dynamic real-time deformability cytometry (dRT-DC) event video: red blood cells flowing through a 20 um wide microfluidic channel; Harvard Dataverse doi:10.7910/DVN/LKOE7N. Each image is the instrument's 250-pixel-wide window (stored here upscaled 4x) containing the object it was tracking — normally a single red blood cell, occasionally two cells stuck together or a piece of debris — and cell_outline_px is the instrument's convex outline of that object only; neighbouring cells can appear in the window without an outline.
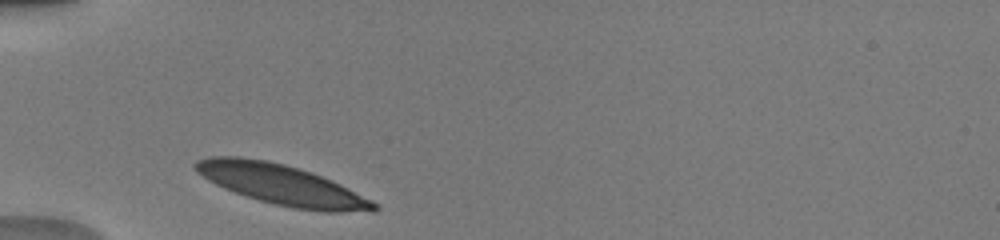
{"species": "human", "species_latin": "Homo sapiens", "temperature_condition": "warm", "stored_images_in_passage": 28, "camera_frame_rate_fps": 3000, "um_per_image_px": 0.085, "donor": {"sex": "male"}, "frame": {"image": 1, "passage_image": 1, "time_ms": 0.0, "image_size_px": [1000, 240], "cell_outline_px": [[380, 208], [376, 212], [324, 212], [292, 208], [260, 200], [224, 188], [208, 180], [196, 172], [192, 164], [196, 160], [208, 156], [240, 156], [264, 160], [284, 164], [312, 172], [332, 180], [380, 204]], "centroid_in_image_um": [23.98, 15.71], "position_along_channel_um": 61.0, "area_um2": 42.02}}
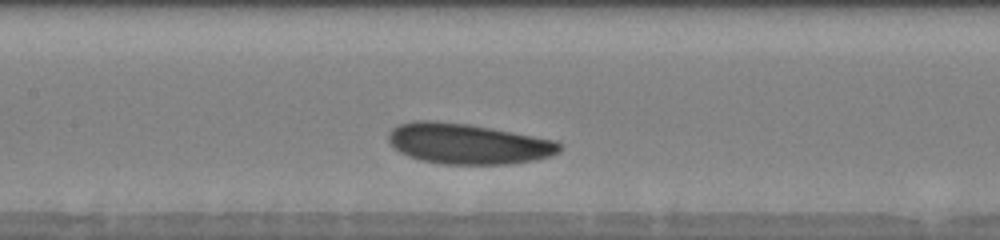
{"frame": {"image": 2, "passage_image": 10, "time_ms": 3.0, "image_size_px": [1000, 240], "cell_outline_px": [[564, 148], [560, 152], [552, 156], [536, 160], [508, 164], [444, 164], [420, 160], [408, 156], [400, 152], [388, 140], [388, 136], [392, 128], [400, 124], [416, 120], [428, 120], [468, 124], [556, 140], [564, 144]], "centroid_in_image_um": [39.83, 12.23], "position_along_channel_um": 167.6, "area_um2": 40.46}}
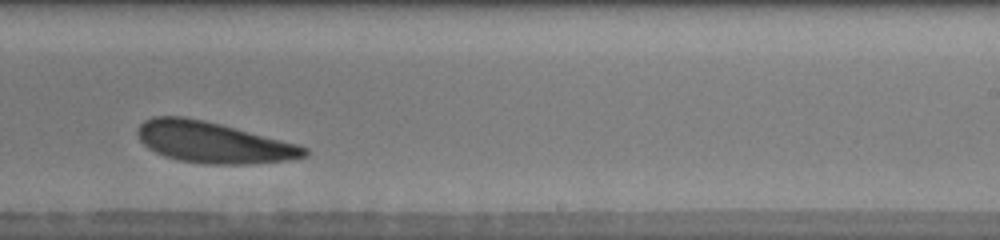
{"frame": {"image": 3, "passage_image": 18, "time_ms": 5.667, "image_size_px": [1000, 240], "cell_outline_px": [[308, 156], [292, 160], [256, 164], [204, 164], [176, 160], [164, 156], [148, 148], [140, 140], [136, 132], [140, 124], [144, 120], [152, 116], [184, 116], [204, 120], [220, 124], [296, 144], [308, 148]], "centroid_in_image_um": [18.11, 12.11], "position_along_channel_um": 270.9, "area_um2": 40.06}, "authors_computed_cell_mechanics": {"area_um2": 40.2577, "velocity_mm_per_s": 3.8893, "shape_relaxation_time_tau1_ms": 1.5733, "shape_relaxation_time_tau2_ms": 4.0136, "deformation_change_tau1": 0.0718, "deformation_change_tau2": 0.095}}